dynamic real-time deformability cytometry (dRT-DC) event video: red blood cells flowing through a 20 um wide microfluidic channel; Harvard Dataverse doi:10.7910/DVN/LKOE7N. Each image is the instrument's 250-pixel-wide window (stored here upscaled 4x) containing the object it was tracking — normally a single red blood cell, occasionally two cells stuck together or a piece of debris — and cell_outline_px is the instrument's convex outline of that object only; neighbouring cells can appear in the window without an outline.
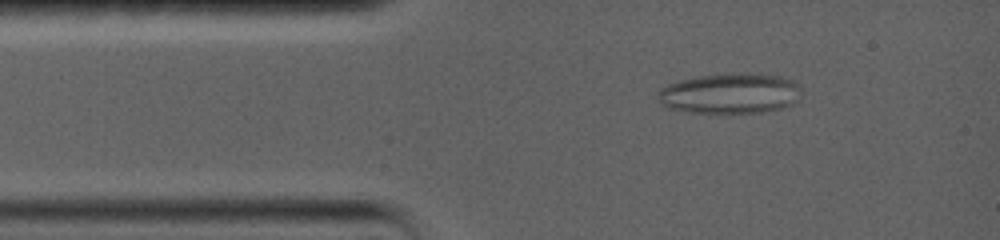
{"species": "common noctule bat (a hibernating species)", "species_latin": "Nyctalus noctula", "temperature_condition": "warm", "stored_images_in_passage": 44, "camera_frame_rate_fps": 5000, "um_per_image_px": 0.085, "animal": {"sex": "female", "body_mass_g": 19.0, "forearm_length_mm": 56.7}, "frame": {"image": 1, "passage_image": 9, "time_ms": 1.8, "image_size_px": [1000, 240], "cell_outline_px": [[800, 92], [796, 100], [792, 104], [780, 108], [760, 112], [688, 112], [668, 108], [660, 104], [656, 96], [656, 92], [660, 88], [668, 84], [680, 80], [696, 76], [780, 76], [792, 80], [800, 88]], "centroid_in_image_um": [61.95, 7.98], "position_along_channel_um": 23.0, "area_um2": 32.54}}
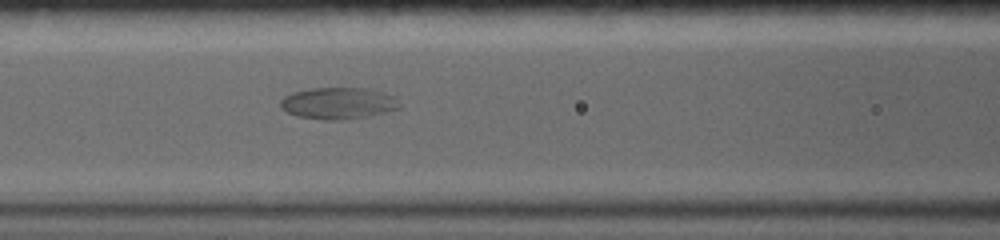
{"frame": {"image": 2, "passage_image": 21, "time_ms": 6.0, "image_size_px": [1000, 240], "cell_outline_px": [[400, 108], [368, 116], [340, 120], [324, 120], [296, 116], [280, 108], [280, 100], [284, 96], [292, 92], [312, 88], [368, 88], [396, 96]], "centroid_in_image_um": [28.73, 8.77], "position_along_channel_um": 137.9, "area_um2": 22.02}}
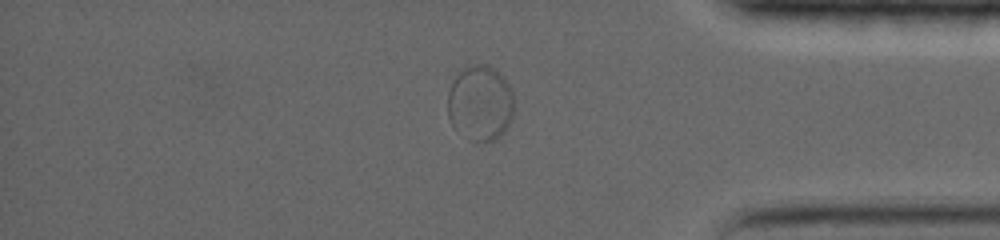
{"frame": {"image": 3, "passage_image": 36, "time_ms": 14.0, "image_size_px": [1000, 240], "cell_outline_px": [[512, 120], [504, 132], [496, 140], [468, 140], [452, 128], [448, 116], [448, 92], [452, 80], [468, 64], [488, 64], [500, 72], [504, 76], [512, 92]], "centroid_in_image_um": [40.8, 8.75], "position_along_channel_um": 394.4, "area_um2": 29.54}}